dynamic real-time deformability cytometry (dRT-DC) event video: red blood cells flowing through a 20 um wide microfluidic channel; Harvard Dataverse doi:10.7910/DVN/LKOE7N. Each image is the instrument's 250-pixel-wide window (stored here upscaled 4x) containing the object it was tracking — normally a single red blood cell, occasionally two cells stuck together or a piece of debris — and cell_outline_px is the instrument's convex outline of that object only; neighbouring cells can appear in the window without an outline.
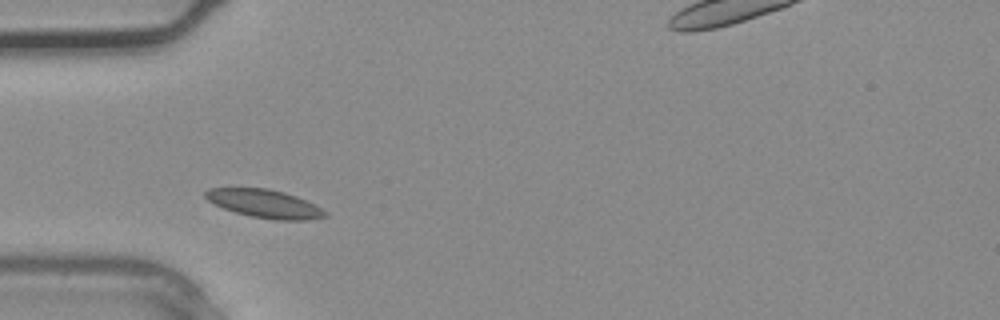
{"species": "common noctule bat (a hibernating species)", "species_latin": "Nyctalus noctula", "temperature_condition": "warm", "stored_images_in_passage": 5, "camera_frame_rate_fps": 3000, "um_per_image_px": 0.085, "animal": {"sex": "male", "body_mass_g": 20.4}, "frame": {"image": 1, "passage_image": 5, "time_ms": 1.333, "image_size_px": [1000, 320], "cell_outline_px": [[328, 216], [308, 220], [276, 220], [252, 216], [236, 212], [224, 208], [208, 200], [204, 196], [204, 192], [208, 188], [268, 188], [284, 192], [296, 196], [328, 212]], "centroid_in_image_um": [22.49, 17.31], "position_along_channel_um": 62.5, "area_um2": 19.48}}